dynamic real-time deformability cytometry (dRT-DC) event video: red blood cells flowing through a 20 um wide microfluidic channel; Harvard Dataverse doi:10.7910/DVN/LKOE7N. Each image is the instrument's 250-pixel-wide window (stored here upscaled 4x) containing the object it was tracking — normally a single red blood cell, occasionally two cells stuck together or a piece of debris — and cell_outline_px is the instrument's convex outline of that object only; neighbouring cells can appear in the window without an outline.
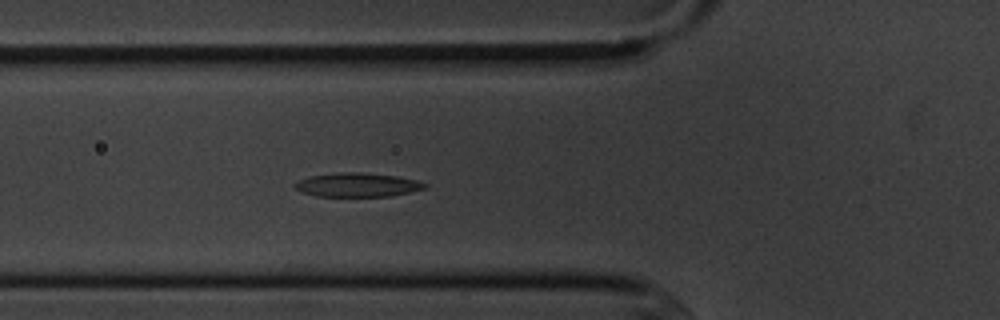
{"species": "common noctule bat (a hibernating species)", "species_latin": "Nyctalus noctula", "temperature_condition": "cold", "stored_images_in_passage": 3, "camera_frame_rate_fps": 3000, "um_per_image_px": 0.085, "animal": {"sex": "male", "body_mass_g": 20.1, "forearm_length_mm": 53.5}, "frame": {"image": 1, "passage_image": 3, "time_ms": 2.333, "image_size_px": [1000, 320], "cell_outline_px": [[428, 188], [388, 196], [316, 196], [300, 192], [292, 184], [300, 180], [312, 176], [336, 172], [360, 172], [396, 176], [420, 180], [428, 184]], "centroid_in_image_um": [30.4, 15.71], "position_along_channel_um": 95.4, "area_um2": 18.15}}